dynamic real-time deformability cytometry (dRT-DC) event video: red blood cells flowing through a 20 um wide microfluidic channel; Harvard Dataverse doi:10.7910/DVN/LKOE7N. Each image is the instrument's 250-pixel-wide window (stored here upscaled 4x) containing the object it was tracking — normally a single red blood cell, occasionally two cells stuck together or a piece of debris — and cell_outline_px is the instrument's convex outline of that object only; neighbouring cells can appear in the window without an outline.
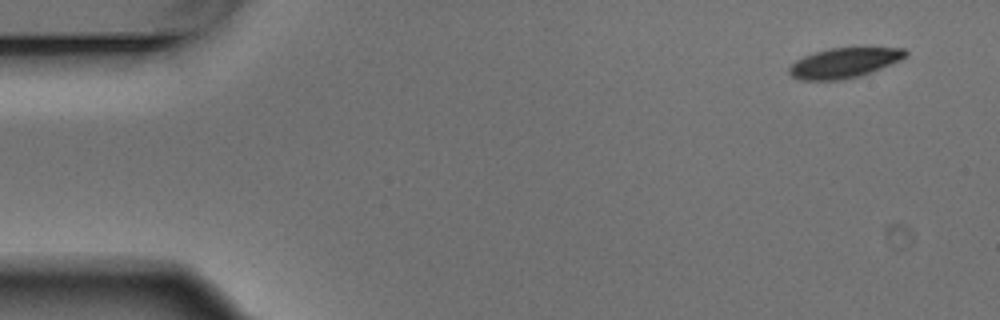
{"species": "Egyptian fruit bat (a non-hibernating species)", "species_latin": "Rousettus aegyptiacus", "temperature_condition": "warm", "stored_images_in_passage": 3, "camera_frame_rate_fps": 3000, "um_per_image_px": 0.085, "animal": {"sex": "male"}, "frame": {"image": 1, "passage_image": 1, "time_ms": 0.0, "image_size_px": [1000, 320], "cell_outline_px": [[908, 52], [900, 60], [872, 72], [860, 76], [840, 80], [800, 80], [792, 76], [788, 72], [788, 68], [796, 60], [804, 56], [828, 48], [904, 48]], "centroid_in_image_um": [71.72, 5.35], "position_along_channel_um": 13.3, "area_um2": 20.17}}
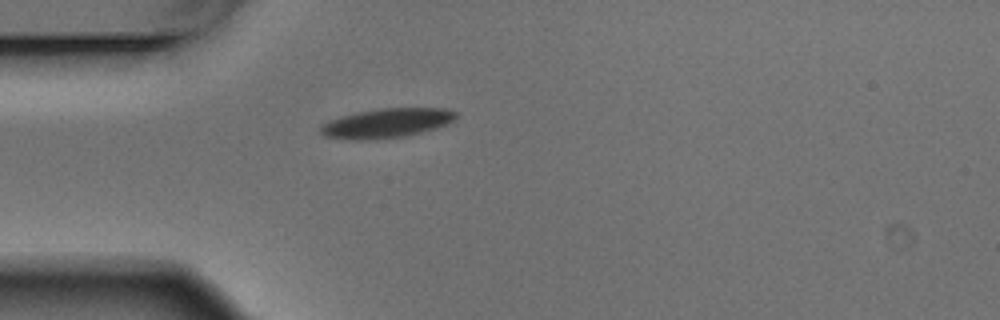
{"frame": {"image": 2, "passage_image": 3, "time_ms": 0.667, "image_size_px": [1000, 320], "cell_outline_px": [[456, 116], [452, 120], [436, 128], [404, 136], [376, 140], [352, 140], [324, 136], [320, 132], [320, 128], [328, 120], [340, 116], [356, 112], [380, 108], [444, 108], [456, 112]], "centroid_in_image_um": [32.8, 10.47], "position_along_channel_um": 52.2, "area_um2": 23.12}}